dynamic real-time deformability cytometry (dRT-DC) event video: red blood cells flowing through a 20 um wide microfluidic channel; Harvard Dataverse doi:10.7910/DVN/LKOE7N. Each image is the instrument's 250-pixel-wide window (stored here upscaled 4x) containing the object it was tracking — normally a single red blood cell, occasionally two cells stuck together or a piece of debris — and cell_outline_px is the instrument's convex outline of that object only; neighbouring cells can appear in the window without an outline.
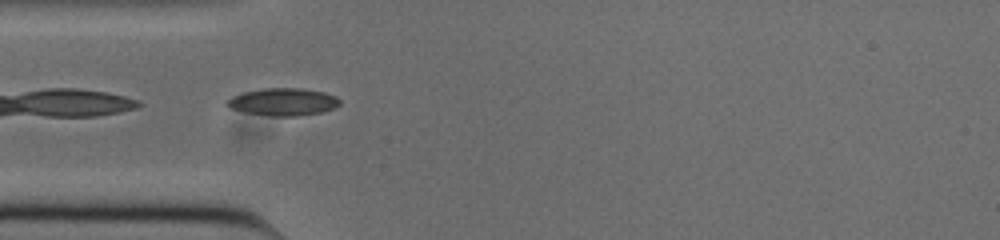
{"species": "common noctule bat (a hibernating species)", "species_latin": "Nyctalus noctula", "temperature_condition": "cold", "stored_images_in_passage": 39, "camera_frame_rate_fps": 3000, "um_per_image_px": 0.085, "animal": {"sex": "male", "body_mass_g": 20.0, "forearm_length_mm": 53.3}, "frame": {"image": 1, "passage_image": 1, "time_ms": 0.0, "image_size_px": [1000, 240], "cell_outline_px": [[340, 104], [336, 108], [320, 112], [296, 116], [272, 116], [248, 112], [232, 108], [224, 104], [232, 96], [244, 92], [264, 88], [300, 88], [324, 92], [336, 96], [340, 100]], "centroid_in_image_um": [24.1, 8.65], "position_along_channel_um": 60.9, "area_um2": 17.86}}
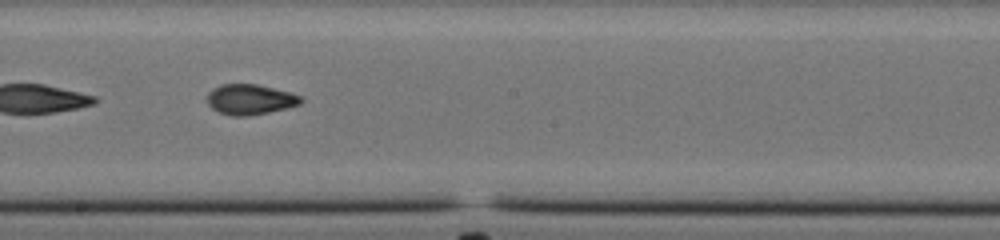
{"frame": {"image": 2, "passage_image": 14, "time_ms": 4.333, "image_size_px": [1000, 240], "cell_outline_px": [[304, 100], [300, 104], [288, 108], [248, 116], [232, 116], [220, 112], [212, 108], [208, 104], [208, 92], [212, 88], [220, 84], [256, 84], [292, 92], [300, 96]], "centroid_in_image_um": [21.28, 8.44], "position_along_channel_um": 226.9, "area_um2": 16.65}}
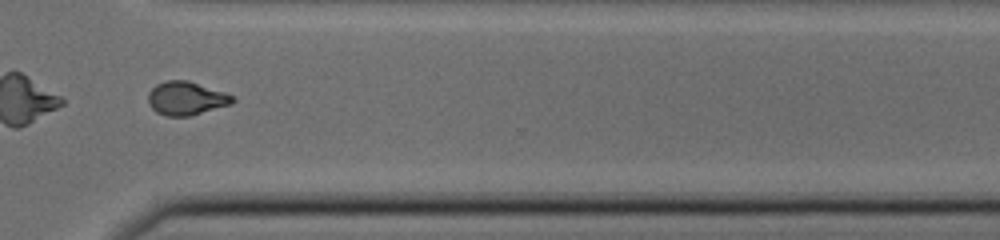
{"frame": {"image": 3, "passage_image": 24, "time_ms": 7.667, "image_size_px": [1000, 240], "cell_outline_px": [[236, 100], [232, 104], [192, 116], [168, 116], [156, 112], [148, 104], [148, 92], [156, 84], [164, 80], [188, 80], [224, 92], [232, 96]], "centroid_in_image_um": [15.82, 8.36], "position_along_channel_um": 354.8, "area_um2": 16.65}, "authors_computed_cell_mechanics": {"area_um2": 16.5308, "velocity_mm_per_s": 3.8287, "shape_relaxation_time_tau1_ms": null, "shape_relaxation_time_tau2_ms": 2.1539, "deformation_change_tau1": null, "deformation_change_tau2": 0.0727}}